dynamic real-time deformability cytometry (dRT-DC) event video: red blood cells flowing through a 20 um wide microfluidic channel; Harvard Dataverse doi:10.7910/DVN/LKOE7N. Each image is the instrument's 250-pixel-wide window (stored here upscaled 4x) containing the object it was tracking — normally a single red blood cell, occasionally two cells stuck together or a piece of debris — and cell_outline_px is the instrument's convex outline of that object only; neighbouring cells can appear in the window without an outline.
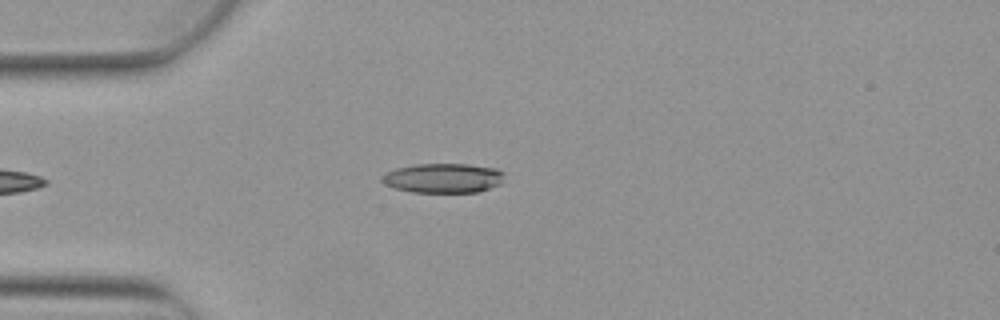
{"species": "Egyptian fruit bat (a non-hibernating species)", "species_latin": "Rousettus aegyptiacus", "temperature_condition": "warm", "stored_images_in_passage": 2, "camera_frame_rate_fps": 3000, "um_per_image_px": 0.085, "animal": {"sex": "female"}, "frame": {"image": 1, "passage_image": 2, "time_ms": 0.333, "image_size_px": [1000, 320], "cell_outline_px": [[504, 172], [500, 184], [476, 192], [412, 192], [396, 188], [384, 184], [380, 180], [380, 176], [384, 172], [396, 168], [416, 164], [468, 164], [496, 168]], "centroid_in_image_um": [37.62, 15.13], "position_along_channel_um": 47.4, "area_um2": 21.1}}